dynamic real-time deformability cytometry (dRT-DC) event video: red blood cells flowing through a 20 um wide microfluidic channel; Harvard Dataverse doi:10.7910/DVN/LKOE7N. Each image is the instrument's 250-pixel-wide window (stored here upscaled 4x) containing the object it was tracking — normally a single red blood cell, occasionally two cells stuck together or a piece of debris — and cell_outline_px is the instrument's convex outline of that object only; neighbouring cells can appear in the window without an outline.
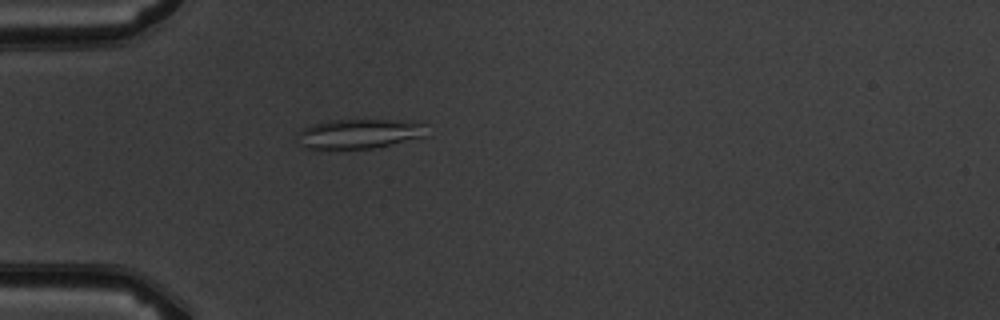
{"species": "common noctule bat (a hibernating species)", "species_latin": "Nyctalus noctula", "temperature_condition": "warm", "stored_images_in_passage": 5, "camera_frame_rate_fps": 3000, "um_per_image_px": 0.085, "animal": {"sex": "male", "body_mass_g": 19.5, "forearm_length_mm": 54.6}, "frame": {"image": 1, "passage_image": 5, "time_ms": 4.667, "image_size_px": [1000, 320], "cell_outline_px": [[428, 136], [372, 148], [304, 148], [296, 144], [296, 132], [304, 128], [328, 120], [388, 120], [428, 124]], "centroid_in_image_um": [30.51, 11.37], "position_along_channel_um": 54.5, "area_um2": 22.31}}